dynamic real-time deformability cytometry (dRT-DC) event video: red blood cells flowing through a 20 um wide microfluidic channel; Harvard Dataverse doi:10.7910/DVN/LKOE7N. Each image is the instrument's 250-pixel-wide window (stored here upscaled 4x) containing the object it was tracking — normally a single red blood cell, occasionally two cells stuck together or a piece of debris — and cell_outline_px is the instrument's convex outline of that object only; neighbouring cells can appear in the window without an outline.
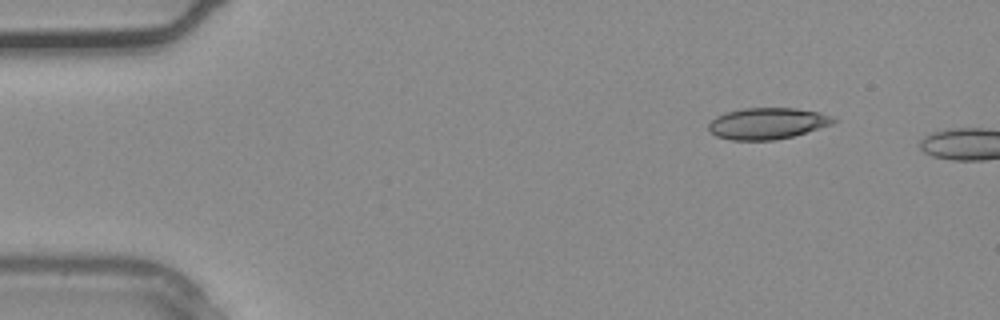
{"species": "common noctule bat (a hibernating species)", "species_latin": "Nyctalus noctula", "temperature_condition": "warm", "stored_images_in_passage": 2, "camera_frame_rate_fps": 3000, "um_per_image_px": 0.085, "animal": {"sex": "male", "body_mass_g": 20.4}, "frame": {"image": 1, "passage_image": 2, "time_ms": 0.333, "image_size_px": [1000, 320], "cell_outline_px": [[836, 120], [832, 124], [792, 136], [776, 140], [732, 140], [716, 136], [708, 128], [708, 124], [716, 116], [724, 112], [744, 108], [796, 108], [820, 112], [832, 116]], "centroid_in_image_um": [65.2, 10.48], "position_along_channel_um": 19.8, "area_um2": 22.77}}